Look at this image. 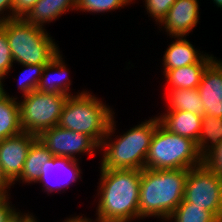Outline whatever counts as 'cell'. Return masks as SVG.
<instances>
[{"label":"cell","instance_id":"cell-1","mask_svg":"<svg viewBox=\"0 0 222 222\" xmlns=\"http://www.w3.org/2000/svg\"><path fill=\"white\" fill-rule=\"evenodd\" d=\"M100 174L96 218L102 222L137 220L142 170L110 169Z\"/></svg>","mask_w":222,"mask_h":222},{"label":"cell","instance_id":"cell-2","mask_svg":"<svg viewBox=\"0 0 222 222\" xmlns=\"http://www.w3.org/2000/svg\"><path fill=\"white\" fill-rule=\"evenodd\" d=\"M189 169H142L138 218L157 217L167 221L184 199Z\"/></svg>","mask_w":222,"mask_h":222},{"label":"cell","instance_id":"cell-3","mask_svg":"<svg viewBox=\"0 0 222 222\" xmlns=\"http://www.w3.org/2000/svg\"><path fill=\"white\" fill-rule=\"evenodd\" d=\"M114 114L107 132L99 148L103 149L100 170L138 169L145 168V160L156 126L160 123L158 117L150 118L132 127L123 135L116 136ZM113 134V135H112ZM118 137V138H117Z\"/></svg>","mask_w":222,"mask_h":222},{"label":"cell","instance_id":"cell-4","mask_svg":"<svg viewBox=\"0 0 222 222\" xmlns=\"http://www.w3.org/2000/svg\"><path fill=\"white\" fill-rule=\"evenodd\" d=\"M6 33L14 63L37 65L50 63L59 53V46L45 28L14 18L0 24Z\"/></svg>","mask_w":222,"mask_h":222},{"label":"cell","instance_id":"cell-5","mask_svg":"<svg viewBox=\"0 0 222 222\" xmlns=\"http://www.w3.org/2000/svg\"><path fill=\"white\" fill-rule=\"evenodd\" d=\"M113 114L109 105L83 90L67 97L57 125L86 134L100 146Z\"/></svg>","mask_w":222,"mask_h":222},{"label":"cell","instance_id":"cell-6","mask_svg":"<svg viewBox=\"0 0 222 222\" xmlns=\"http://www.w3.org/2000/svg\"><path fill=\"white\" fill-rule=\"evenodd\" d=\"M203 164L197 144L190 138L156 126L145 160L146 169H191Z\"/></svg>","mask_w":222,"mask_h":222},{"label":"cell","instance_id":"cell-7","mask_svg":"<svg viewBox=\"0 0 222 222\" xmlns=\"http://www.w3.org/2000/svg\"><path fill=\"white\" fill-rule=\"evenodd\" d=\"M68 96L32 91L19 101L20 122L23 132L38 136L56 126Z\"/></svg>","mask_w":222,"mask_h":222},{"label":"cell","instance_id":"cell-8","mask_svg":"<svg viewBox=\"0 0 222 222\" xmlns=\"http://www.w3.org/2000/svg\"><path fill=\"white\" fill-rule=\"evenodd\" d=\"M184 200L211 211L222 222V179L204 164L189 169Z\"/></svg>","mask_w":222,"mask_h":222},{"label":"cell","instance_id":"cell-9","mask_svg":"<svg viewBox=\"0 0 222 222\" xmlns=\"http://www.w3.org/2000/svg\"><path fill=\"white\" fill-rule=\"evenodd\" d=\"M37 138L54 157L79 160L75 155L89 153L88 155L93 157L94 152L100 149V146L88 135L58 125L44 130Z\"/></svg>","mask_w":222,"mask_h":222},{"label":"cell","instance_id":"cell-10","mask_svg":"<svg viewBox=\"0 0 222 222\" xmlns=\"http://www.w3.org/2000/svg\"><path fill=\"white\" fill-rule=\"evenodd\" d=\"M78 161L67 157H53L42 166L36 183H42L48 195L55 191H64L70 184L81 178L82 172Z\"/></svg>","mask_w":222,"mask_h":222},{"label":"cell","instance_id":"cell-11","mask_svg":"<svg viewBox=\"0 0 222 222\" xmlns=\"http://www.w3.org/2000/svg\"><path fill=\"white\" fill-rule=\"evenodd\" d=\"M36 139V135L22 131L0 141V163L4 174L13 185L21 175L29 148Z\"/></svg>","mask_w":222,"mask_h":222},{"label":"cell","instance_id":"cell-12","mask_svg":"<svg viewBox=\"0 0 222 222\" xmlns=\"http://www.w3.org/2000/svg\"><path fill=\"white\" fill-rule=\"evenodd\" d=\"M198 0H176L159 26L166 29L170 37H182L193 31L199 21Z\"/></svg>","mask_w":222,"mask_h":222},{"label":"cell","instance_id":"cell-13","mask_svg":"<svg viewBox=\"0 0 222 222\" xmlns=\"http://www.w3.org/2000/svg\"><path fill=\"white\" fill-rule=\"evenodd\" d=\"M204 114L222 117V60L215 59L206 67L198 86Z\"/></svg>","mask_w":222,"mask_h":222},{"label":"cell","instance_id":"cell-14","mask_svg":"<svg viewBox=\"0 0 222 222\" xmlns=\"http://www.w3.org/2000/svg\"><path fill=\"white\" fill-rule=\"evenodd\" d=\"M64 61L60 52L50 63L44 66L37 88L38 91L72 96L71 92H69L71 81L67 77L70 72Z\"/></svg>","mask_w":222,"mask_h":222},{"label":"cell","instance_id":"cell-15","mask_svg":"<svg viewBox=\"0 0 222 222\" xmlns=\"http://www.w3.org/2000/svg\"><path fill=\"white\" fill-rule=\"evenodd\" d=\"M157 116L160 124L169 132L190 138L197 143L202 123V116L188 111H166Z\"/></svg>","mask_w":222,"mask_h":222},{"label":"cell","instance_id":"cell-16","mask_svg":"<svg viewBox=\"0 0 222 222\" xmlns=\"http://www.w3.org/2000/svg\"><path fill=\"white\" fill-rule=\"evenodd\" d=\"M174 38L171 44L168 45L165 54L163 55L164 70H173L190 64L200 62L207 54L200 52L186 39V36L171 37ZM202 53V54H201Z\"/></svg>","mask_w":222,"mask_h":222},{"label":"cell","instance_id":"cell-17","mask_svg":"<svg viewBox=\"0 0 222 222\" xmlns=\"http://www.w3.org/2000/svg\"><path fill=\"white\" fill-rule=\"evenodd\" d=\"M214 55L207 54L200 62L164 70L163 74L170 88L168 89H195L198 88L206 67L214 60Z\"/></svg>","mask_w":222,"mask_h":222},{"label":"cell","instance_id":"cell-18","mask_svg":"<svg viewBox=\"0 0 222 222\" xmlns=\"http://www.w3.org/2000/svg\"><path fill=\"white\" fill-rule=\"evenodd\" d=\"M76 8L77 0H39L23 19L44 28V24L56 21L66 12Z\"/></svg>","mask_w":222,"mask_h":222},{"label":"cell","instance_id":"cell-19","mask_svg":"<svg viewBox=\"0 0 222 222\" xmlns=\"http://www.w3.org/2000/svg\"><path fill=\"white\" fill-rule=\"evenodd\" d=\"M22 131L18 99L10 97L5 91L0 97V141L18 135Z\"/></svg>","mask_w":222,"mask_h":222},{"label":"cell","instance_id":"cell-20","mask_svg":"<svg viewBox=\"0 0 222 222\" xmlns=\"http://www.w3.org/2000/svg\"><path fill=\"white\" fill-rule=\"evenodd\" d=\"M54 156L37 138L29 148L21 175L15 181L36 183L40 177L42 166Z\"/></svg>","mask_w":222,"mask_h":222},{"label":"cell","instance_id":"cell-21","mask_svg":"<svg viewBox=\"0 0 222 222\" xmlns=\"http://www.w3.org/2000/svg\"><path fill=\"white\" fill-rule=\"evenodd\" d=\"M168 110L166 111H188L200 116L204 115V104L199 95L198 88L195 89H168Z\"/></svg>","mask_w":222,"mask_h":222},{"label":"cell","instance_id":"cell-22","mask_svg":"<svg viewBox=\"0 0 222 222\" xmlns=\"http://www.w3.org/2000/svg\"><path fill=\"white\" fill-rule=\"evenodd\" d=\"M222 141V117L202 116L201 130L197 141L199 153L204 157Z\"/></svg>","mask_w":222,"mask_h":222},{"label":"cell","instance_id":"cell-23","mask_svg":"<svg viewBox=\"0 0 222 222\" xmlns=\"http://www.w3.org/2000/svg\"><path fill=\"white\" fill-rule=\"evenodd\" d=\"M170 219L174 220L173 222H221L211 211L191 206L184 199L169 216L168 221Z\"/></svg>","mask_w":222,"mask_h":222},{"label":"cell","instance_id":"cell-24","mask_svg":"<svg viewBox=\"0 0 222 222\" xmlns=\"http://www.w3.org/2000/svg\"><path fill=\"white\" fill-rule=\"evenodd\" d=\"M135 0H77L76 11L91 12L94 13H105L114 11L115 9L124 8L128 4H132Z\"/></svg>","mask_w":222,"mask_h":222},{"label":"cell","instance_id":"cell-25","mask_svg":"<svg viewBox=\"0 0 222 222\" xmlns=\"http://www.w3.org/2000/svg\"><path fill=\"white\" fill-rule=\"evenodd\" d=\"M45 65L46 64L22 65L25 69L20 72L18 88L22 92L23 97L27 96L32 91L37 90ZM23 75H26L25 79H23Z\"/></svg>","mask_w":222,"mask_h":222},{"label":"cell","instance_id":"cell-26","mask_svg":"<svg viewBox=\"0 0 222 222\" xmlns=\"http://www.w3.org/2000/svg\"><path fill=\"white\" fill-rule=\"evenodd\" d=\"M144 2L147 14L154 18L156 24H160L176 0H144Z\"/></svg>","mask_w":222,"mask_h":222},{"label":"cell","instance_id":"cell-27","mask_svg":"<svg viewBox=\"0 0 222 222\" xmlns=\"http://www.w3.org/2000/svg\"><path fill=\"white\" fill-rule=\"evenodd\" d=\"M13 56L6 33L0 28V76L5 79L13 68Z\"/></svg>","mask_w":222,"mask_h":222},{"label":"cell","instance_id":"cell-28","mask_svg":"<svg viewBox=\"0 0 222 222\" xmlns=\"http://www.w3.org/2000/svg\"><path fill=\"white\" fill-rule=\"evenodd\" d=\"M203 164L222 179V141L203 157Z\"/></svg>","mask_w":222,"mask_h":222},{"label":"cell","instance_id":"cell-29","mask_svg":"<svg viewBox=\"0 0 222 222\" xmlns=\"http://www.w3.org/2000/svg\"><path fill=\"white\" fill-rule=\"evenodd\" d=\"M39 0H14L13 19L24 18Z\"/></svg>","mask_w":222,"mask_h":222},{"label":"cell","instance_id":"cell-30","mask_svg":"<svg viewBox=\"0 0 222 222\" xmlns=\"http://www.w3.org/2000/svg\"><path fill=\"white\" fill-rule=\"evenodd\" d=\"M9 198V196L0 197V222H6V220L17 210L12 204H10L11 201Z\"/></svg>","mask_w":222,"mask_h":222},{"label":"cell","instance_id":"cell-31","mask_svg":"<svg viewBox=\"0 0 222 222\" xmlns=\"http://www.w3.org/2000/svg\"><path fill=\"white\" fill-rule=\"evenodd\" d=\"M13 2L14 0H0V16H2L0 17V24L13 19ZM4 11H8L7 14Z\"/></svg>","mask_w":222,"mask_h":222},{"label":"cell","instance_id":"cell-32","mask_svg":"<svg viewBox=\"0 0 222 222\" xmlns=\"http://www.w3.org/2000/svg\"><path fill=\"white\" fill-rule=\"evenodd\" d=\"M13 185V183L7 178L4 174L0 163V197L10 196L8 194L9 188ZM8 189V190H7Z\"/></svg>","mask_w":222,"mask_h":222},{"label":"cell","instance_id":"cell-33","mask_svg":"<svg viewBox=\"0 0 222 222\" xmlns=\"http://www.w3.org/2000/svg\"><path fill=\"white\" fill-rule=\"evenodd\" d=\"M33 214L17 212V210L6 220V222H26Z\"/></svg>","mask_w":222,"mask_h":222},{"label":"cell","instance_id":"cell-34","mask_svg":"<svg viewBox=\"0 0 222 222\" xmlns=\"http://www.w3.org/2000/svg\"><path fill=\"white\" fill-rule=\"evenodd\" d=\"M63 222H102L98 218L95 219V221L91 220L90 218L83 217L81 216H74V217H69Z\"/></svg>","mask_w":222,"mask_h":222},{"label":"cell","instance_id":"cell-35","mask_svg":"<svg viewBox=\"0 0 222 222\" xmlns=\"http://www.w3.org/2000/svg\"><path fill=\"white\" fill-rule=\"evenodd\" d=\"M3 80L4 78L0 76V97L5 94L4 84L2 83Z\"/></svg>","mask_w":222,"mask_h":222},{"label":"cell","instance_id":"cell-36","mask_svg":"<svg viewBox=\"0 0 222 222\" xmlns=\"http://www.w3.org/2000/svg\"><path fill=\"white\" fill-rule=\"evenodd\" d=\"M213 4H216L214 6H216L217 8L219 7L222 10V0H212Z\"/></svg>","mask_w":222,"mask_h":222},{"label":"cell","instance_id":"cell-37","mask_svg":"<svg viewBox=\"0 0 222 222\" xmlns=\"http://www.w3.org/2000/svg\"><path fill=\"white\" fill-rule=\"evenodd\" d=\"M36 218L32 215L26 222H37Z\"/></svg>","mask_w":222,"mask_h":222}]
</instances>
